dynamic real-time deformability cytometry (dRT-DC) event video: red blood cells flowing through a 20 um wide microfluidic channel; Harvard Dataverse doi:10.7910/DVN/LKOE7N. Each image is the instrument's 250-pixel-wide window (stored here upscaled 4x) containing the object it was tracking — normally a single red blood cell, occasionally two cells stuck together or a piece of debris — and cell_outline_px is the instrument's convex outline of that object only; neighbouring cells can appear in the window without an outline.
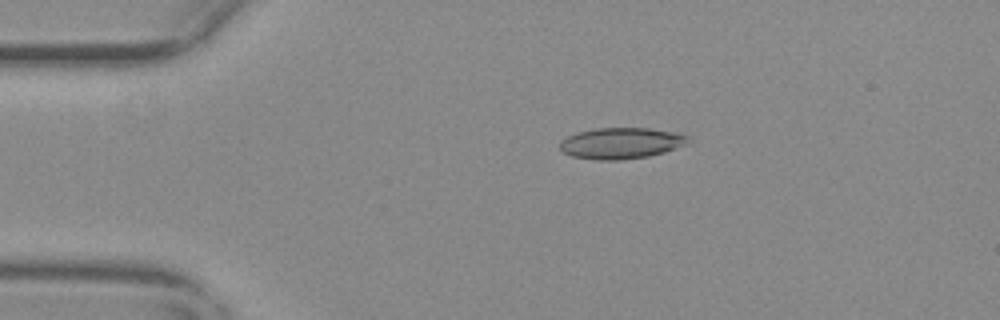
{"species": "common noctule bat (a hibernating species)", "species_latin": "Nyctalus noctula", "temperature_condition": "warm", "stored_images_in_passage": 55, "camera_frame_rate_fps": 3000, "um_per_image_px": 0.085, "animal": {"sex": "female", "body_mass_g": 29.2, "forearm_length_mm": 56.3}, "frame": {"image": 1, "passage_image": 11, "time_ms": 3.333, "image_size_px": [1000, 320], "cell_outline_px": [[688, 144], [664, 152], [648, 156], [620, 160], [596, 160], [572, 156], [564, 152], [560, 148], [560, 140], [576, 132], [596, 128], [648, 128], [680, 132], [688, 136]], "centroid_in_image_um": [52.81, 12.16], "position_along_channel_um": 32.2, "area_um2": 23.41}}
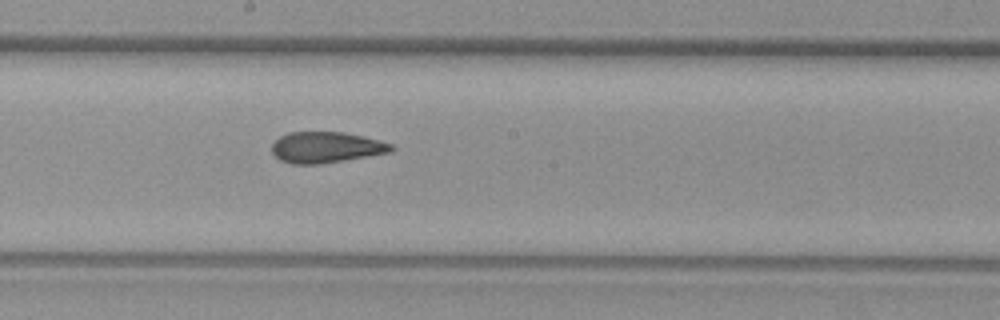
{"frame": {"image": 2, "passage_image": 30, "time_ms": 9.667, "image_size_px": [1000, 320], "cell_outline_px": [[396, 148], [392, 152], [320, 164], [292, 164], [280, 160], [272, 152], [272, 144], [280, 136], [288, 132], [344, 132], [392, 144]], "centroid_in_image_um": [27.7, 12.53], "position_along_channel_um": 220.5, "area_um2": 21.44}}
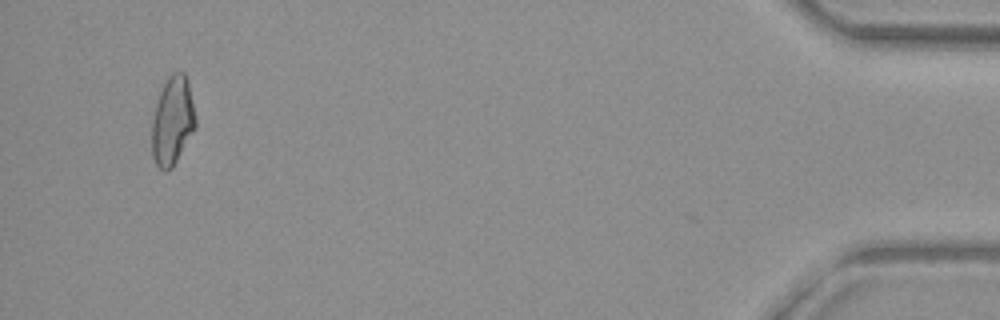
{"frame": {"image": 3, "passage_image": 53, "time_ms": 17.333, "image_size_px": [1000, 320], "cell_outline_px": [[196, 128], [172, 168], [164, 172], [156, 164], [152, 156], [152, 116], [160, 92], [168, 76], [172, 72], [184, 72], [188, 84], [196, 116]], "centroid_in_image_um": [14.66, 10.29], "position_along_channel_um": 420.5, "area_um2": 22.54}, "authors_computed_cell_mechanics": {"area_um2": 22.4264, "velocity_mm_per_s": 3.7013, "shape_relaxation_time_tau1_ms": null, "shape_relaxation_time_tau2_ms": 2.2767, "deformation_change_tau1": null, "deformation_change_tau2": 0.0888}}